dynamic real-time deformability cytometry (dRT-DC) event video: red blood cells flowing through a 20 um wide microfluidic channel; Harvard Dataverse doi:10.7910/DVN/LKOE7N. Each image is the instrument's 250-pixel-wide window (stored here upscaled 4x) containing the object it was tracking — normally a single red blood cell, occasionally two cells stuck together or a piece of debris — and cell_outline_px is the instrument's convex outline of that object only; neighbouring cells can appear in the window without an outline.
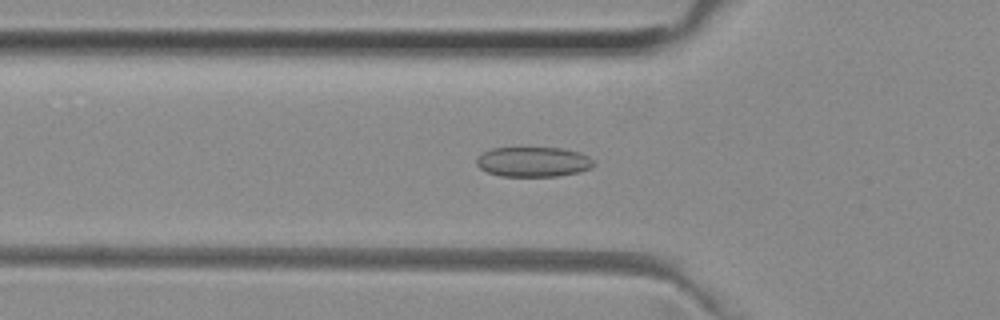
{"species": "common noctule bat (a hibernating species)", "species_latin": "Nyctalus noctula", "temperature_condition": "room temperature", "stored_images_in_passage": 49, "camera_frame_rate_fps": 3000, "um_per_image_px": 0.085, "animal": {"sex": "female", "body_mass_g": 29.2, "forearm_length_mm": 56.3}, "frame": {"image": 1, "passage_image": 17, "time_ms": 5.333, "image_size_px": [1000, 320], "cell_outline_px": [[596, 164], [592, 168], [580, 172], [556, 176], [500, 176], [488, 172], [480, 168], [476, 164], [476, 156], [492, 148], [560, 148], [580, 152], [596, 160]], "centroid_in_image_um": [45.36, 13.76], "position_along_channel_um": 80.4, "area_um2": 20.63}}
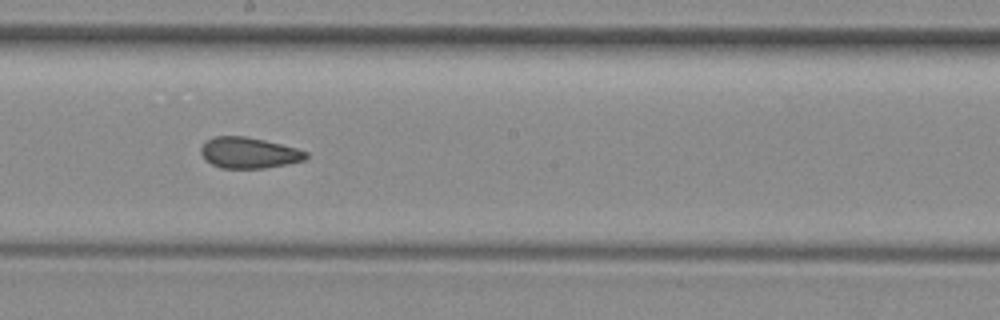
{"frame": {"image": 2, "passage_image": 28, "time_ms": 9.0, "image_size_px": [1000, 320], "cell_outline_px": [[308, 156], [304, 160], [264, 168], [220, 168], [212, 164], [200, 152], [200, 148], [208, 140], [216, 136], [244, 136], [264, 140], [296, 148], [308, 152]], "centroid_in_image_um": [21.16, 12.99], "position_along_channel_um": 227.0, "area_um2": 18.61}}
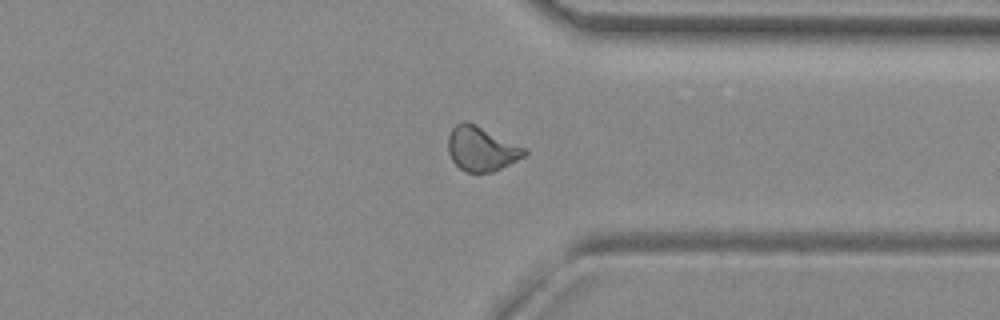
{"frame": {"image": 3, "passage_image": 39, "time_ms": 12.667, "image_size_px": [1000, 320], "cell_outline_px": [[528, 152], [524, 156], [492, 172], [464, 172], [452, 160], [448, 152], [448, 136], [452, 128], [460, 120], [468, 120], [524, 148]], "centroid_in_image_um": [40.86, 12.62], "position_along_channel_um": 370.5, "area_um2": 19.59}, "authors_computed_cell_mechanics": {"area_um2": 19.5942, "velocity_mm_per_s": 3.9739, "shape_relaxation_time_tau1_ms": null, "shape_relaxation_time_tau2_ms": 1.9662, "deformation_change_tau1": null, "deformation_change_tau2": 0.0796}}